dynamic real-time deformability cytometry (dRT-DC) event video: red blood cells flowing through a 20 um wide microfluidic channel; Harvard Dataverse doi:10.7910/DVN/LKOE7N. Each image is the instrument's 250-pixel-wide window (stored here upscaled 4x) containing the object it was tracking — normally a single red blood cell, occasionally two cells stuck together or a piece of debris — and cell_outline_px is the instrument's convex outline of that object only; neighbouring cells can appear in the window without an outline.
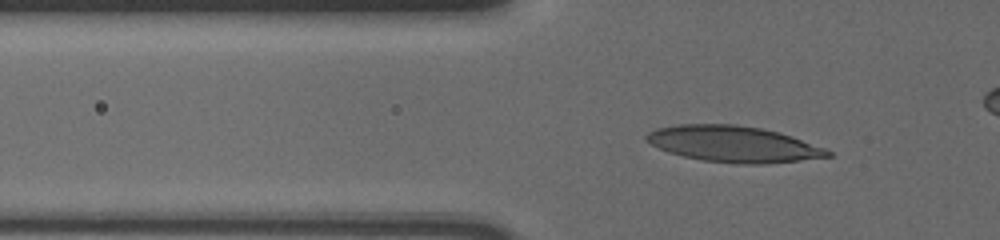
{"species": "human", "species_latin": "Homo sapiens", "temperature_condition": "cold", "stored_images_in_passage": 52, "camera_frame_rate_fps": 3000, "um_per_image_px": 0.085, "donor": {"sex": "male"}, "frame": {"image": 1, "passage_image": 19, "time_ms": 6.0, "image_size_px": [1000, 240], "cell_outline_px": [[832, 156], [800, 160], [760, 164], [740, 164], [704, 160], [684, 156], [668, 152], [644, 140], [644, 136], [648, 132], [656, 128], [680, 124], [736, 124], [764, 128], [780, 132], [792, 136], [824, 148], [832, 152]], "centroid_in_image_um": [62.33, 12.23], "position_along_channel_um": 63.5, "area_um2": 38.09}}
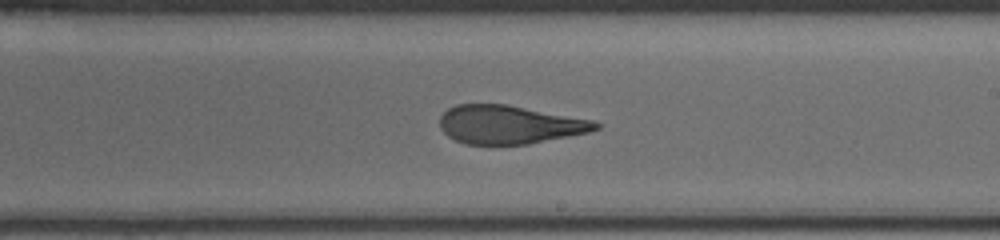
{"frame": {"image": 2, "passage_image": 35, "time_ms": 11.333, "image_size_px": [1000, 240], "cell_outline_px": [[600, 128], [588, 132], [528, 144], [464, 144], [448, 136], [440, 128], [440, 116], [448, 108], [456, 104], [508, 104], [592, 120], [600, 124]], "centroid_in_image_um": [43.27, 10.58], "position_along_channel_um": 245.7, "area_um2": 34.8}}
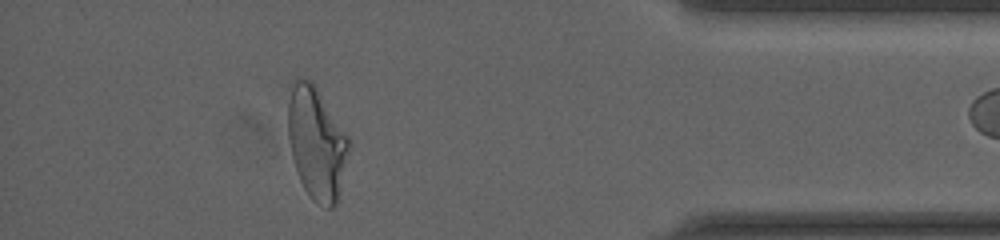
{"frame": {"image": 3, "passage_image": 51, "time_ms": 16.667, "image_size_px": [1000, 240], "cell_outline_px": [[352, 144], [336, 204], [332, 208], [324, 208], [312, 200], [304, 188], [300, 180], [292, 156], [288, 136], [288, 100], [292, 88], [296, 80], [312, 80], [316, 84], [352, 140]], "centroid_in_image_um": [26.96, 12.17], "position_along_channel_um": 408.2, "area_um2": 40.34}}